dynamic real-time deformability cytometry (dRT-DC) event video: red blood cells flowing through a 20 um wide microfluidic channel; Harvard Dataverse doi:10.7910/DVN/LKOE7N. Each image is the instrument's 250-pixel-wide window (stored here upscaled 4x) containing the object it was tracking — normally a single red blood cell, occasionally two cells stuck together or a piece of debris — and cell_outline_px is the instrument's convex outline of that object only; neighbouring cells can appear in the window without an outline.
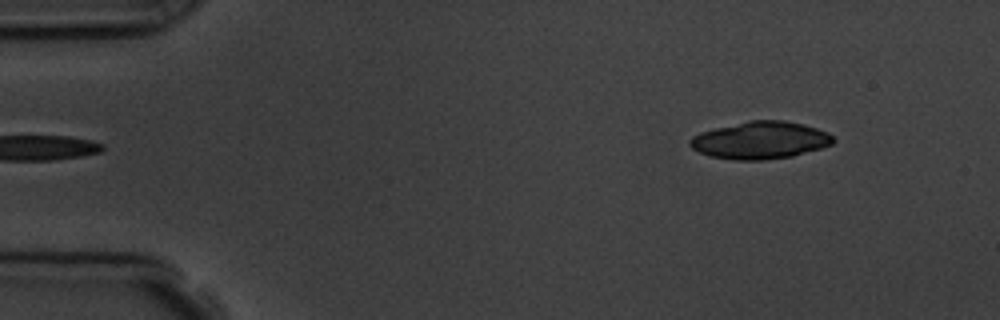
{"species": "common noctule bat (a hibernating species)", "species_latin": "Nyctalus noctula", "temperature_condition": "room temperature", "stored_images_in_passage": 4, "segment_of_instrument_passage": [2, 2], "camera_frame_rate_fps": 3000, "um_per_image_px": 0.085, "animal": {"sex": "male", "body_mass_g": 19.5, "forearm_length_mm": 54.6}, "frame": {"image": 1, "passage_image": 4, "time_ms": 3.667, "image_size_px": [1000, 320], "cell_outline_px": [[836, 140], [832, 144], [820, 148], [792, 156], [764, 160], [736, 160], [712, 156], [700, 152], [692, 148], [688, 144], [688, 140], [692, 136], [700, 132], [748, 120], [784, 120], [804, 124], [828, 132]], "centroid_in_image_um": [64.62, 11.91], "position_along_channel_um": 20.4, "area_um2": 31.15}}